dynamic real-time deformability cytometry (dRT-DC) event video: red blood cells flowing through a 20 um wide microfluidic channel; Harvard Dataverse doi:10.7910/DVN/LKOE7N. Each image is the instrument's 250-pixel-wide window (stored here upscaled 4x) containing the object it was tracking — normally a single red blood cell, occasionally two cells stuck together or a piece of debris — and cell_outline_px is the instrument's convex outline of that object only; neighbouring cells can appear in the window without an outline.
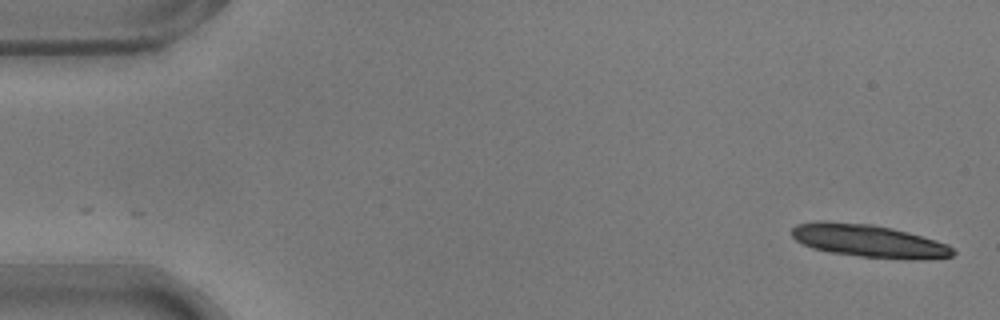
{"species": "common noctule bat (a hibernating species)", "species_latin": "Nyctalus noctula", "temperature_condition": "warm", "stored_images_in_passage": 48, "camera_frame_rate_fps": 3000, "um_per_image_px": 0.085, "animal": {"sex": "male", "body_mass_g": 17.9}, "frame": {"image": 1, "passage_image": 1, "time_ms": 0.0, "image_size_px": [1000, 320], "cell_outline_px": [[956, 252], [952, 256], [920, 260], [916, 260], [860, 256], [828, 252], [812, 248], [796, 240], [792, 236], [792, 228], [796, 224], [816, 220], [824, 220], [872, 224], [892, 228], [908, 232], [936, 240], [948, 244]], "centroid_in_image_um": [73.83, 20.46], "position_along_channel_um": 11.2, "area_um2": 30.98}}
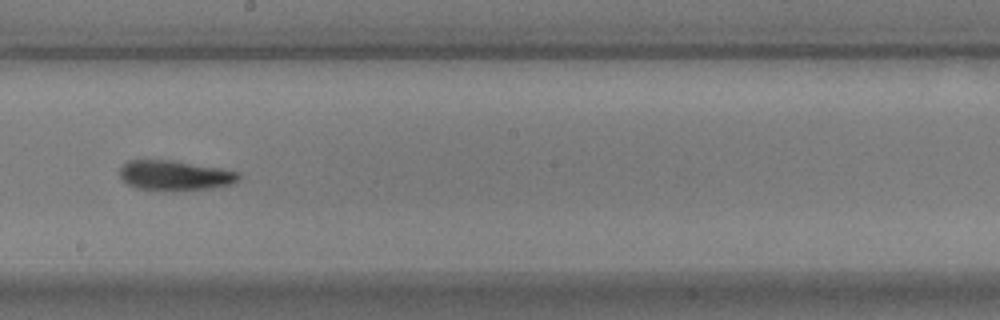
{"frame": {"image": 2, "passage_image": 30, "time_ms": 9.667, "image_size_px": [1000, 320], "cell_outline_px": [[240, 176], [236, 180], [228, 184], [208, 188], [136, 188], [128, 184], [120, 176], [120, 168], [128, 160], [172, 160], [220, 168], [240, 172]], "centroid_in_image_um": [14.83, 14.86], "position_along_channel_um": 233.4, "area_um2": 19.71}}
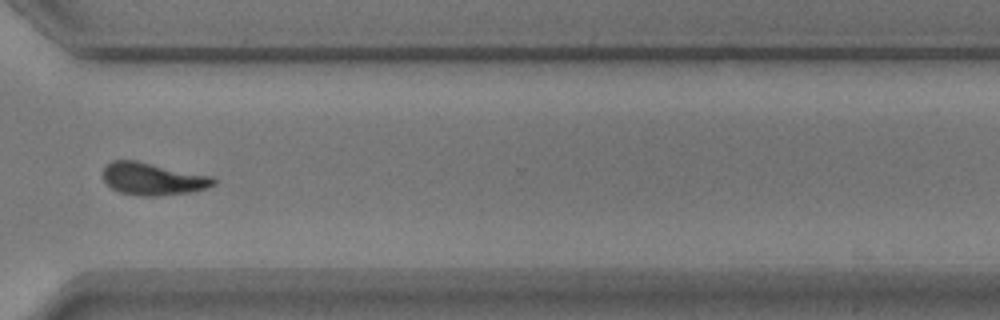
{"frame": {"image": 3, "passage_image": 40, "time_ms": 13.0, "image_size_px": [1000, 320], "cell_outline_px": [[216, 184], [204, 188], [188, 192], [156, 196], [140, 196], [120, 192], [112, 188], [104, 180], [104, 168], [112, 160], [136, 160], [212, 176], [216, 180]], "centroid_in_image_um": [12.99, 15.2], "position_along_channel_um": 357.6, "area_um2": 20.63}, "authors_computed_cell_mechanics": {"area_um2": 20.808, "velocity_mm_per_s": 3.7249, "shape_relaxation_time_tau1_ms": 3.4048, "shape_relaxation_time_tau2_ms": 6.4106, "deformation_change_tau1": 0.1378, "deformation_change_tau2": 0.1362}}